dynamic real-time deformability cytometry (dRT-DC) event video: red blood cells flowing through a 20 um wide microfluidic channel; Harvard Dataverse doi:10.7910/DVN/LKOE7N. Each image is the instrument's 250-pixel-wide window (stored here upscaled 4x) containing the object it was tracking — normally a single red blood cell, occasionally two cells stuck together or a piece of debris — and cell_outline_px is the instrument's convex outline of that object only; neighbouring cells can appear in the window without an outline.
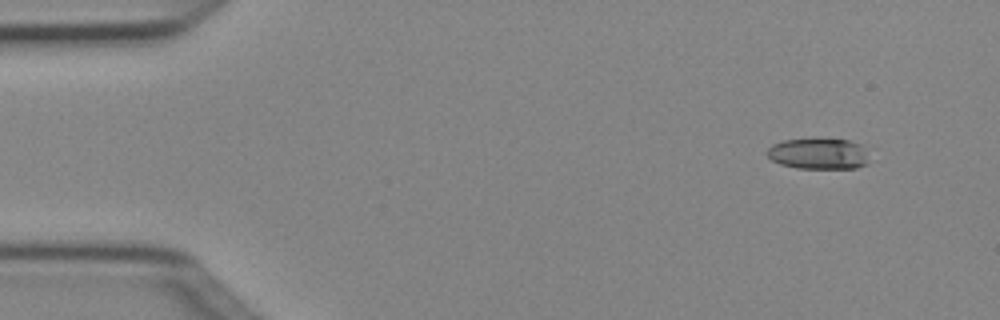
{"species": "Egyptian fruit bat (a non-hibernating species)", "species_latin": "Rousettus aegyptiacus", "temperature_condition": "cold", "stored_images_in_passage": 4, "camera_frame_rate_fps": 3000, "um_per_image_px": 0.085, "animal": {"sex": "female"}, "frame": {"image": 1, "passage_image": 1, "time_ms": 0.0, "image_size_px": [1000, 320], "cell_outline_px": [[868, 164], [856, 168], [796, 168], [780, 164], [772, 160], [764, 152], [772, 144], [784, 140], [848, 140], [860, 144], [864, 152]], "centroid_in_image_um": [69.51, 13.09], "position_along_channel_um": 15.5, "area_um2": 18.03}}
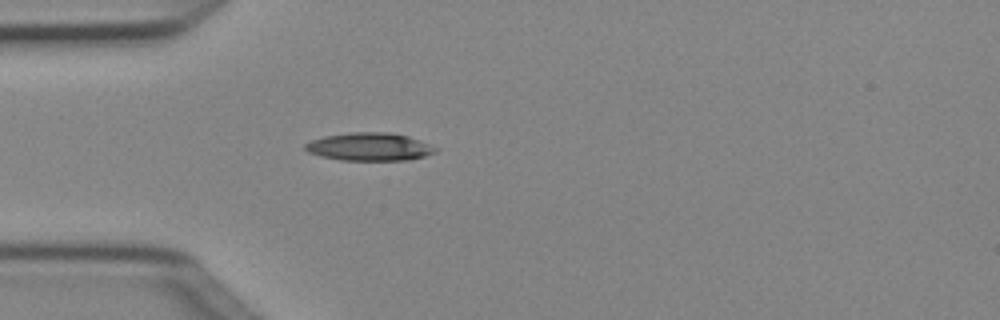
{"frame": {"image": 2, "passage_image": 4, "time_ms": 1.0, "image_size_px": [1000, 320], "cell_outline_px": [[440, 148], [436, 152], [424, 156], [408, 160], [340, 160], [320, 156], [308, 152], [304, 148], [304, 144], [312, 140], [324, 136], [352, 132], [388, 132], [408, 136]], "centroid_in_image_um": [31.41, 12.47], "position_along_channel_um": 53.6, "area_um2": 21.27}}